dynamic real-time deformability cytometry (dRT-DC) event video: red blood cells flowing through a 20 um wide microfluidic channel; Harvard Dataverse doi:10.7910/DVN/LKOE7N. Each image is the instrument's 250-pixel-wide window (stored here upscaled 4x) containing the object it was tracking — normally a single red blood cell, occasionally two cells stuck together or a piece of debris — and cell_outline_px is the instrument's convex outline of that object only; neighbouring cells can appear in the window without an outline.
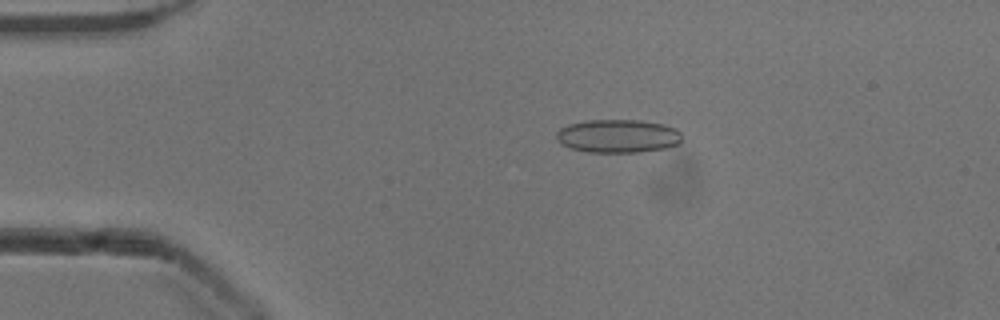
{"species": "common noctule bat (a hibernating species)", "species_latin": "Nyctalus noctula", "temperature_condition": "cold", "stored_images_in_passage": 45, "camera_frame_rate_fps": 3000, "um_per_image_px": 0.085, "animal": {"sex": "male", "body_mass_g": 13.3}, "frame": {"image": 1, "passage_image": 3, "time_ms": 0.667, "image_size_px": [1000, 320], "cell_outline_px": [[680, 144], [664, 148], [640, 152], [588, 152], [572, 148], [556, 140], [556, 132], [560, 128], [568, 124], [588, 120], [640, 120], [664, 124], [676, 128], [680, 132]], "centroid_in_image_um": [52.53, 11.56], "position_along_channel_um": 32.5, "area_um2": 24.39}}
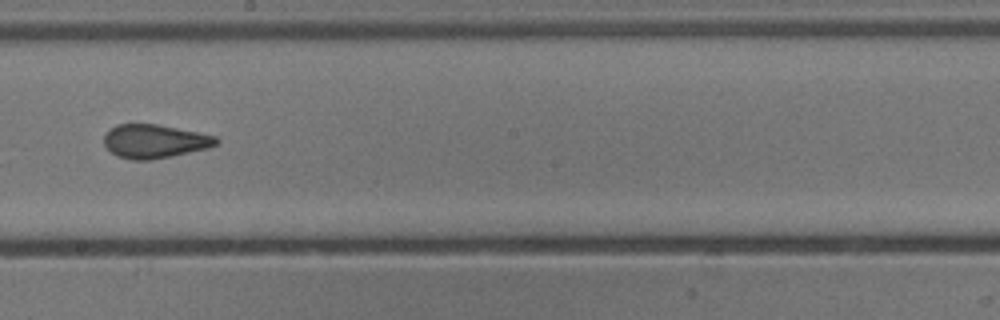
{"frame": {"image": 2, "passage_image": 22, "time_ms": 7.0, "image_size_px": [1000, 320], "cell_outline_px": [[220, 140], [216, 144], [208, 148], [172, 156], [148, 160], [132, 160], [116, 156], [104, 144], [104, 136], [108, 128], [116, 124], [156, 124], [216, 136]], "centroid_in_image_um": [13.11, 12.01], "position_along_channel_um": 235.1, "area_um2": 21.96}}
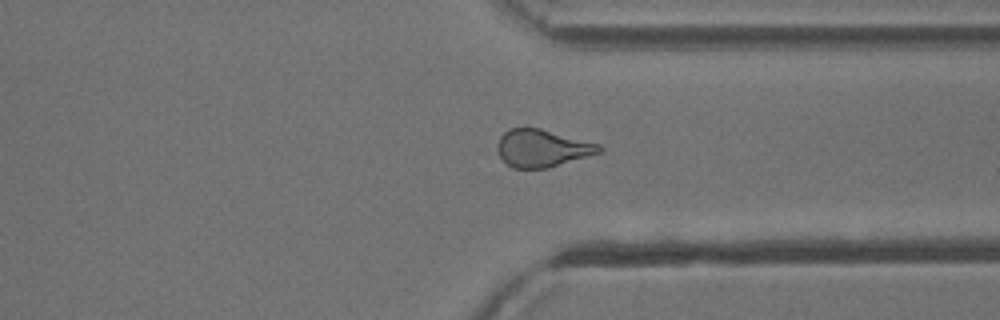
{"frame": {"image": 3, "passage_image": 32, "time_ms": 10.333, "image_size_px": [1000, 320], "cell_outline_px": [[604, 148], [600, 152], [544, 168], [512, 168], [500, 156], [496, 148], [500, 136], [508, 128], [540, 128], [600, 144]], "centroid_in_image_um": [46.05, 12.57], "position_along_channel_um": 365.3, "area_um2": 21.85}, "authors_computed_cell_mechanics": {"area_um2": 22.4842, "velocity_mm_per_s": 3.9204, "shape_relaxation_time_tau1_ms": 10.7393, "shape_relaxation_time_tau2_ms": 1.1603, "deformation_change_tau1": 0.1808, "deformation_change_tau2": 0.0911}}